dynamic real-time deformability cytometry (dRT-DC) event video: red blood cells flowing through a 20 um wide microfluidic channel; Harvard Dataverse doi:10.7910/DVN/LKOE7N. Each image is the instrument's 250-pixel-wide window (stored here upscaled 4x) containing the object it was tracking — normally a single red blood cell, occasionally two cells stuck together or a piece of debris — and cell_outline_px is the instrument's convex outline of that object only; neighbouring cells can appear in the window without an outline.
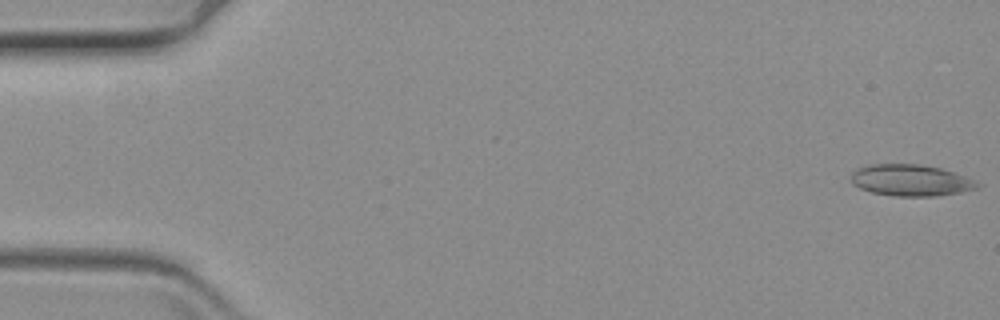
{"species": "common noctule bat (a hibernating species)", "species_latin": "Nyctalus noctula", "temperature_condition": "warm", "stored_images_in_passage": 62, "camera_frame_rate_fps": 3000, "um_per_image_px": 0.085, "animal": {"sex": "female", "body_mass_g": 19.3, "forearm_length_mm": 54.1}, "frame": {"image": 1, "passage_image": 1, "time_ms": 0.0, "image_size_px": [1000, 320], "cell_outline_px": [[984, 184], [976, 188], [960, 192], [936, 196], [892, 196], [872, 192], [860, 188], [852, 184], [852, 172], [856, 168], [868, 164], [920, 164], [940, 168], [976, 180]], "centroid_in_image_um": [77.41, 15.32], "position_along_channel_um": 7.6, "area_um2": 23.24}}
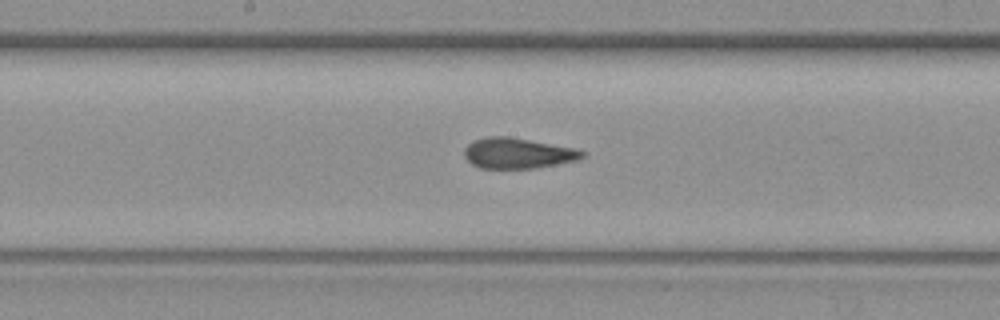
{"frame": {"image": 2, "passage_image": 32, "time_ms": 10.333, "image_size_px": [1000, 320], "cell_outline_px": [[584, 156], [576, 160], [536, 168], [480, 168], [472, 164], [464, 156], [464, 148], [472, 140], [488, 136], [508, 136], [576, 148], [584, 152]], "centroid_in_image_um": [43.97, 13.01], "position_along_channel_um": 204.2, "area_um2": 20.98}}
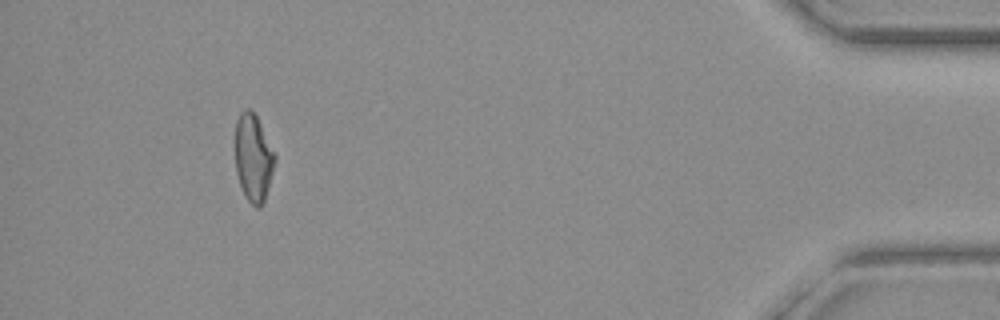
{"frame": {"image": 3, "passage_image": 57, "time_ms": 18.667, "image_size_px": [1000, 320], "cell_outline_px": [[276, 160], [268, 188], [264, 200], [260, 208], [256, 208], [244, 196], [236, 172], [236, 120], [240, 112], [244, 108], [252, 108], [276, 152]], "centroid_in_image_um": [21.55, 13.38], "position_along_channel_um": 413.7, "area_um2": 20.4}}